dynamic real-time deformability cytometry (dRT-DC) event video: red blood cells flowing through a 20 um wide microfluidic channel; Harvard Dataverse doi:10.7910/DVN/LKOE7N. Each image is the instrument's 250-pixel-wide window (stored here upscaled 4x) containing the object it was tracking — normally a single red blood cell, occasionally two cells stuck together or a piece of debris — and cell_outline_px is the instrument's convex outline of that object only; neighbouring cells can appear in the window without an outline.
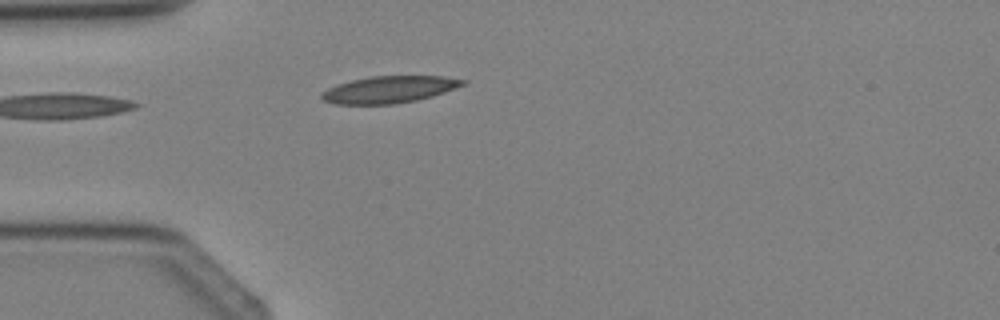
{"species": "Egyptian fruit bat (a non-hibernating species)", "species_latin": "Rousettus aegyptiacus", "temperature_condition": "cold", "stored_images_in_passage": 1, "camera_frame_rate_fps": 3000, "um_per_image_px": 0.085, "animal": {"sex": "female"}, "frame": {"image": 1, "passage_image": 1, "time_ms": 0.0, "image_size_px": [1000, 320], "cell_outline_px": [[464, 84], [444, 92], [432, 96], [416, 100], [392, 104], [336, 104], [324, 100], [320, 96], [320, 92], [328, 88], [352, 80], [368, 76], [444, 76], [464, 80]], "centroid_in_image_um": [33.04, 7.6], "position_along_channel_um": 52.0, "area_um2": 21.85}}